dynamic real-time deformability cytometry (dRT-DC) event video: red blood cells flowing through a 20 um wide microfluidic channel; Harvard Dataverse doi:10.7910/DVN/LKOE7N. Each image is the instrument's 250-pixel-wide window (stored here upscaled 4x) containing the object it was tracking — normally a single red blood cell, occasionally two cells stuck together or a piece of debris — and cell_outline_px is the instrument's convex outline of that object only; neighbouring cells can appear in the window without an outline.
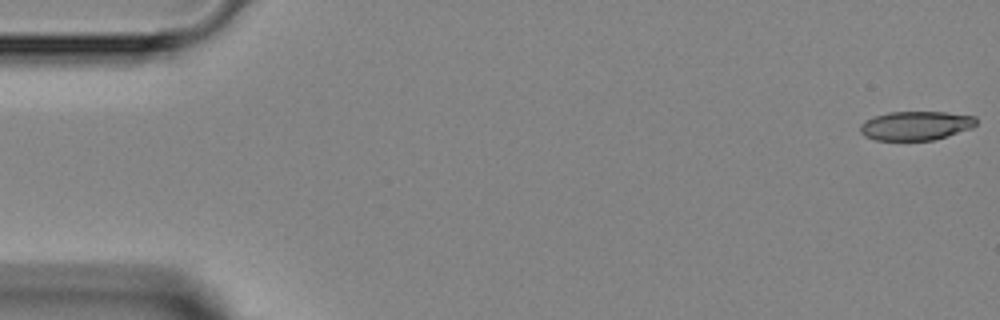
{"species": "Egyptian fruit bat (a non-hibernating species)", "species_latin": "Rousettus aegyptiacus", "temperature_condition": "room temperature", "stored_images_in_passage": 5, "camera_frame_rate_fps": 3000, "um_per_image_px": 0.085, "animal": {"sex": "female"}, "frame": {"image": 1, "passage_image": 1, "time_ms": 0.0, "image_size_px": [1000, 320], "cell_outline_px": [[976, 124], [972, 128], [948, 136], [932, 140], [876, 140], [864, 136], [860, 132], [860, 124], [864, 120], [872, 116], [888, 112], [944, 112], [976, 116]], "centroid_in_image_um": [77.82, 10.68], "position_along_channel_um": 7.2, "area_um2": 19.77}}
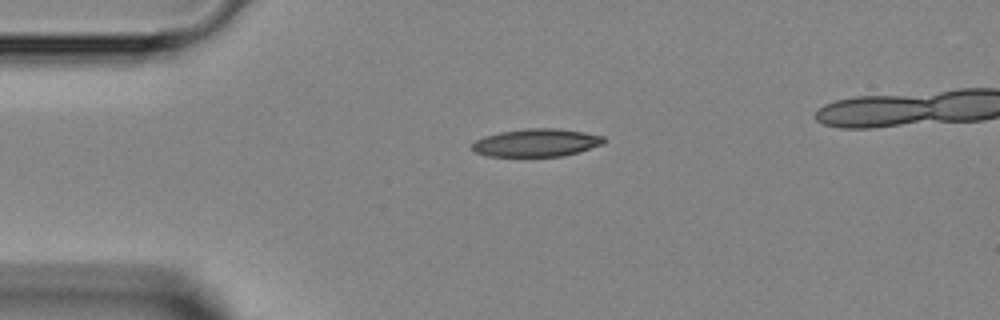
{"frame": {"image": 2, "passage_image": 4, "time_ms": 3.333, "image_size_px": [1000, 320], "cell_outline_px": [[608, 140], [604, 144], [564, 156], [488, 156], [476, 152], [472, 148], [472, 144], [476, 140], [484, 136], [500, 132], [528, 128], [556, 128], [584, 132], [604, 136]], "centroid_in_image_um": [45.64, 12.12], "position_along_channel_um": 39.4, "area_um2": 21.39}}